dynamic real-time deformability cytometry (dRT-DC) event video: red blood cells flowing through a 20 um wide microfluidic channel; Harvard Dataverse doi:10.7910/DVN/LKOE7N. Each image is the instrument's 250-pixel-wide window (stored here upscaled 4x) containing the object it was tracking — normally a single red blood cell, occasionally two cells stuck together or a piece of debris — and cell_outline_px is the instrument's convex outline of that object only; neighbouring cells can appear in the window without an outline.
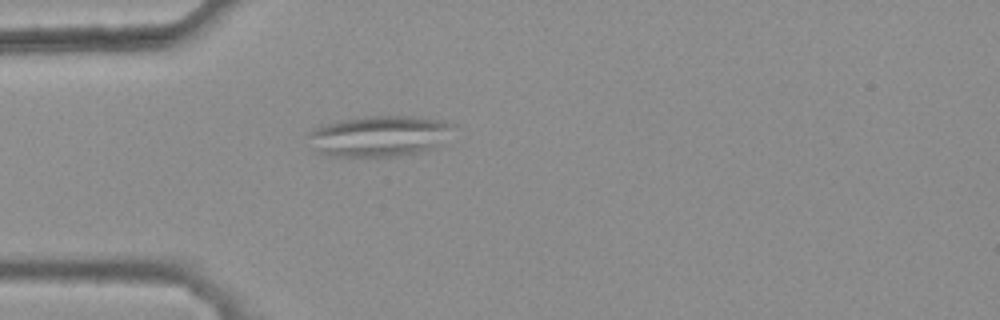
{"species": "common noctule bat (a hibernating species)", "species_latin": "Nyctalus noctula", "temperature_condition": "warm", "stored_images_in_passage": 46, "segment_of_instrument_passage": [1, 2], "camera_frame_rate_fps": 3000, "um_per_image_px": 0.085, "animal": {"sex": "female", "body_mass_g": 25.1}, "frame": {"image": 1, "passage_image": 13, "time_ms": 4.0, "image_size_px": [1000, 320], "cell_outline_px": [[456, 124], [432, 148], [420, 152], [400, 156], [328, 156], [316, 152], [312, 148], [308, 136], [308, 132], [312, 128], [320, 124], [364, 116], [408, 116], [444, 120]], "centroid_in_image_um": [32.13, 11.56], "position_along_channel_um": 52.9, "area_um2": 34.45}}